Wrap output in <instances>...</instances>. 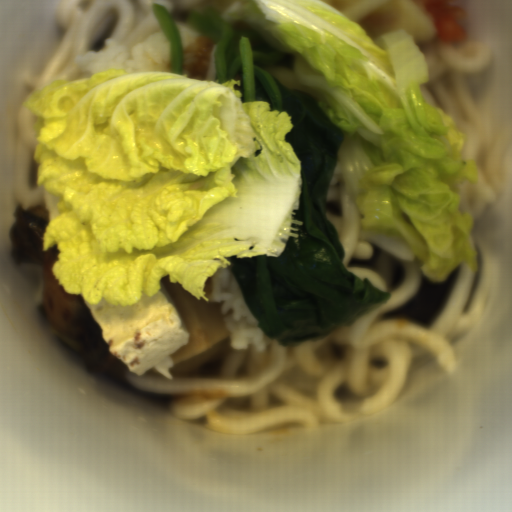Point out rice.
<instances>
[{
  "label": "rice",
  "instance_id": "obj_2",
  "mask_svg": "<svg viewBox=\"0 0 512 512\" xmlns=\"http://www.w3.org/2000/svg\"><path fill=\"white\" fill-rule=\"evenodd\" d=\"M209 301L220 307L223 324L233 344L245 349L265 348L272 339L257 324L231 267H219L203 290Z\"/></svg>",
  "mask_w": 512,
  "mask_h": 512
},
{
  "label": "rice",
  "instance_id": "obj_3",
  "mask_svg": "<svg viewBox=\"0 0 512 512\" xmlns=\"http://www.w3.org/2000/svg\"><path fill=\"white\" fill-rule=\"evenodd\" d=\"M176 27L182 45L181 76L217 82L214 61L217 45L185 21Z\"/></svg>",
  "mask_w": 512,
  "mask_h": 512
},
{
  "label": "rice",
  "instance_id": "obj_1",
  "mask_svg": "<svg viewBox=\"0 0 512 512\" xmlns=\"http://www.w3.org/2000/svg\"><path fill=\"white\" fill-rule=\"evenodd\" d=\"M76 62L82 78H92L95 73L110 68H122L129 73H174L171 43L164 30L135 38H121L110 33L98 45L83 48Z\"/></svg>",
  "mask_w": 512,
  "mask_h": 512
}]
</instances>
